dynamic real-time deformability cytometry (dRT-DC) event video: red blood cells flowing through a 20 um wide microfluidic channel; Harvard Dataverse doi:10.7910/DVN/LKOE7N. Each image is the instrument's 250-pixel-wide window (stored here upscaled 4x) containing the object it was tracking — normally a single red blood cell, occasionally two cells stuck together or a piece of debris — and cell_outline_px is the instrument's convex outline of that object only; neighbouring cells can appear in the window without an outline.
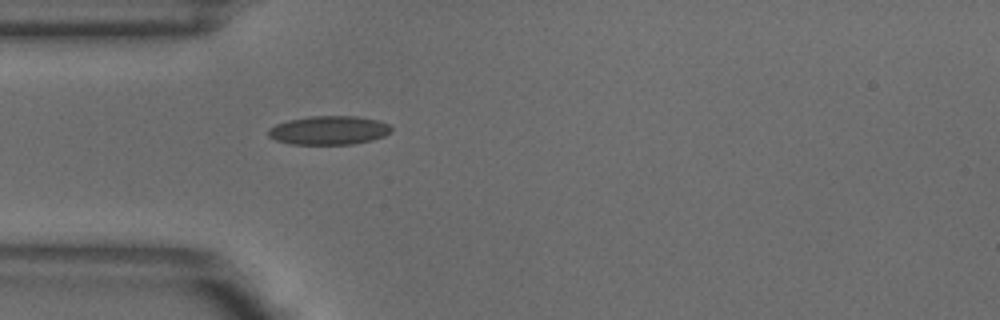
{"species": "common noctule bat (a hibernating species)", "species_latin": "Nyctalus noctula", "temperature_condition": "warm", "stored_images_in_passage": 1, "camera_frame_rate_fps": 3000, "um_per_image_px": 0.085, "animal": {"sex": "male", "body_mass_g": 18.8}, "frame": {"image": 1, "passage_image": 1, "time_ms": 0.0, "image_size_px": [1000, 320], "cell_outline_px": [[392, 132], [384, 136], [372, 140], [352, 144], [292, 144], [276, 140], [268, 136], [268, 128], [276, 124], [288, 120], [308, 116], [356, 116], [376, 120], [388, 124], [392, 128]], "centroid_in_image_um": [27.95, 11.07], "position_along_channel_um": 57.1, "area_um2": 20.63}}